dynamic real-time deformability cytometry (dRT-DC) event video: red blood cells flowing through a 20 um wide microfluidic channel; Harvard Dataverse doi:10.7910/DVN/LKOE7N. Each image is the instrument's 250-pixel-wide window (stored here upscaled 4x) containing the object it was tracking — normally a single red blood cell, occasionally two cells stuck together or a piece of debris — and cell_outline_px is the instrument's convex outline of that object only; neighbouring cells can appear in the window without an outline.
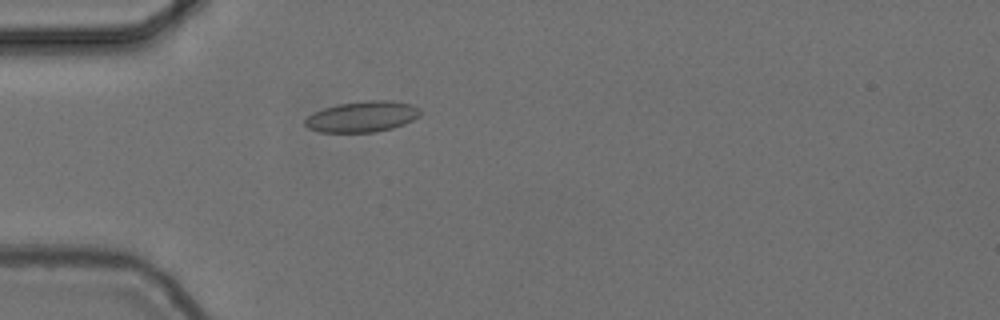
{"species": "common noctule bat (a hibernating species)", "species_latin": "Nyctalus noctula", "temperature_condition": "cold", "stored_images_in_passage": 41, "camera_frame_rate_fps": 3000, "um_per_image_px": 0.085, "animal": {"sex": "female", "body_mass_g": 24.6, "forearm_length_mm": 56.2}, "frame": {"image": 1, "passage_image": 2, "time_ms": 0.333, "image_size_px": [1000, 320], "cell_outline_px": [[420, 116], [404, 124], [392, 128], [376, 132], [320, 132], [308, 128], [304, 124], [304, 120], [312, 112], [336, 104], [364, 100], [392, 100], [412, 104], [420, 108]], "centroid_in_image_um": [30.79, 9.9], "position_along_channel_um": 54.2, "area_um2": 20.98}}
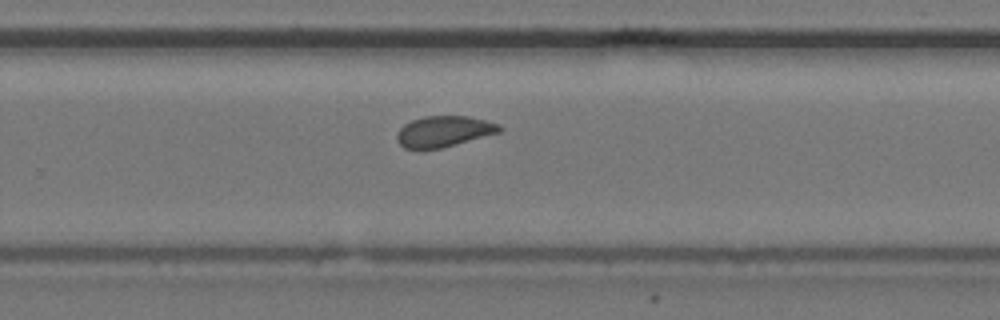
{"frame": {"image": 2, "passage_image": 22, "time_ms": 7.0, "image_size_px": [1000, 320], "cell_outline_px": [[504, 128], [500, 132], [456, 144], [440, 148], [404, 148], [396, 140], [396, 136], [400, 128], [404, 124], [412, 120], [424, 116], [468, 116], [500, 124]], "centroid_in_image_um": [37.73, 11.16], "position_along_channel_um": 292.1, "area_um2": 18.32}}
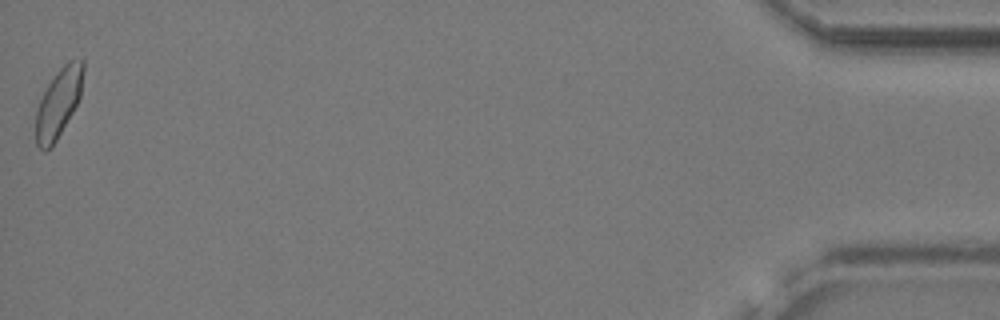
{"frame": {"image": 3, "passage_image": 41, "time_ms": 13.333, "image_size_px": [1000, 320], "cell_outline_px": [[84, 72], [80, 96], [72, 112], [56, 140], [44, 152], [36, 144], [36, 108], [48, 84], [56, 72], [68, 60], [84, 60]], "centroid_in_image_um": [4.97, 8.71], "position_along_channel_um": 430.2, "area_um2": 18.73}, "authors_computed_cell_mechanics": {"area_um2": 18.9006, "velocity_mm_per_s": 3.7022, "shape_relaxation_time_tau1_ms": null, "shape_relaxation_time_tau2_ms": 1.0136, "deformation_change_tau1": null, "deformation_change_tau2": 0.0554}}